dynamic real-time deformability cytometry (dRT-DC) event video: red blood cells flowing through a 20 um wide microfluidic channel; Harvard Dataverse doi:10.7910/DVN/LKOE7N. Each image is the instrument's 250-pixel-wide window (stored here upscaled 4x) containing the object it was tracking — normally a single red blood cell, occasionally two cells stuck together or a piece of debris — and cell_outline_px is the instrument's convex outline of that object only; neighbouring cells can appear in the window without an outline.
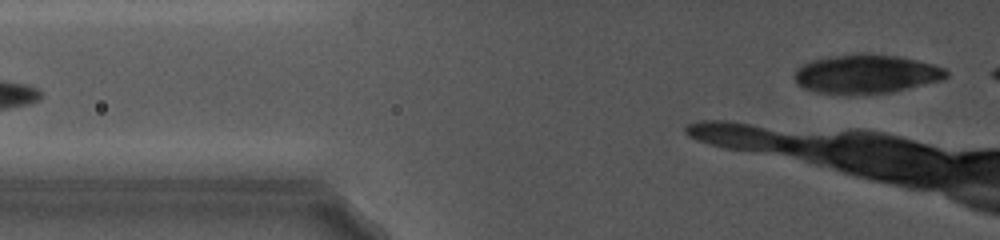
{"species": "common noctule bat (a hibernating species)", "species_latin": "Nyctalus noctula", "temperature_condition": "cold", "stored_images_in_passage": 7, "segment_of_instrument_passage": [2, 2], "camera_frame_rate_fps": 5000, "um_per_image_px": 0.085, "animal": {"sex": "female", "body_mass_g": 19.0, "forearm_length_mm": 56.7}, "frame": {"image": 1, "passage_image": 7, "time_ms": 7.0, "image_size_px": [1000, 240], "cell_outline_px": [[948, 76], [944, 80], [892, 92], [816, 92], [804, 88], [796, 84], [792, 76], [796, 68], [812, 60], [836, 56], [896, 56], [916, 60], [932, 64], [944, 68], [948, 72]], "centroid_in_image_um": [73.64, 6.3], "position_along_channel_um": 52.2, "area_um2": 33.06}}